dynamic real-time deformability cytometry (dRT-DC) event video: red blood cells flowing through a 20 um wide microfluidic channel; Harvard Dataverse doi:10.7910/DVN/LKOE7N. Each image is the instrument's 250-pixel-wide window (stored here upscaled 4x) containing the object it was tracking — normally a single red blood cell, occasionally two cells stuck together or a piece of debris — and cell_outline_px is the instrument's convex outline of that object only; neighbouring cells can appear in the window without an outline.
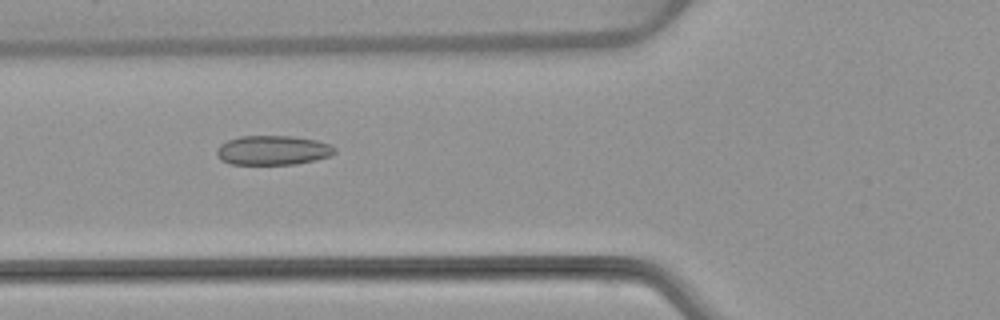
{"species": "common noctule bat (a hibernating species)", "species_latin": "Nyctalus noctula", "temperature_condition": "warm", "stored_images_in_passage": 53, "camera_frame_rate_fps": 3000, "um_per_image_px": 0.085, "animal": {"sex": "female", "body_mass_g": 22.7, "forearm_length_mm": 54.2}, "frame": {"image": 1, "passage_image": 20, "time_ms": 6.333, "image_size_px": [1000, 320], "cell_outline_px": [[336, 152], [332, 156], [316, 160], [296, 164], [228, 164], [220, 160], [216, 152], [216, 148], [220, 144], [228, 140], [240, 136], [292, 136], [316, 140], [328, 144], [336, 148]], "centroid_in_image_um": [23.19, 12.78], "position_along_channel_um": 102.6, "area_um2": 20.4}}
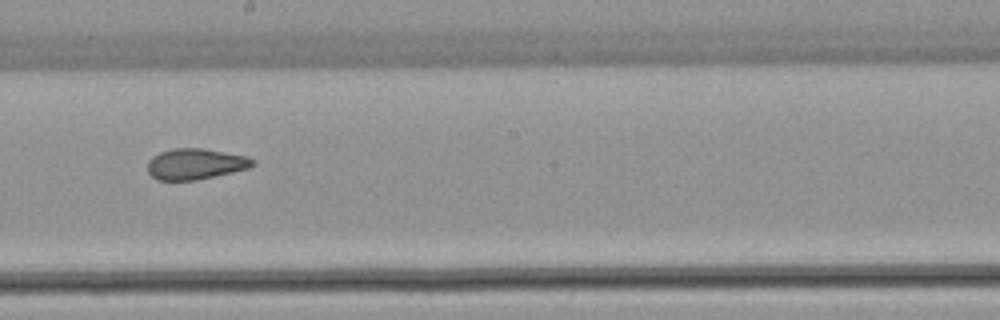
{"frame": {"image": 2, "passage_image": 30, "time_ms": 9.667, "image_size_px": [1000, 320], "cell_outline_px": [[256, 164], [248, 168], [232, 172], [196, 180], [156, 180], [148, 172], [148, 160], [152, 156], [160, 152], [172, 148], [204, 148], [244, 156], [256, 160]], "centroid_in_image_um": [16.59, 13.93], "position_along_channel_um": 231.6, "area_um2": 18.9}}
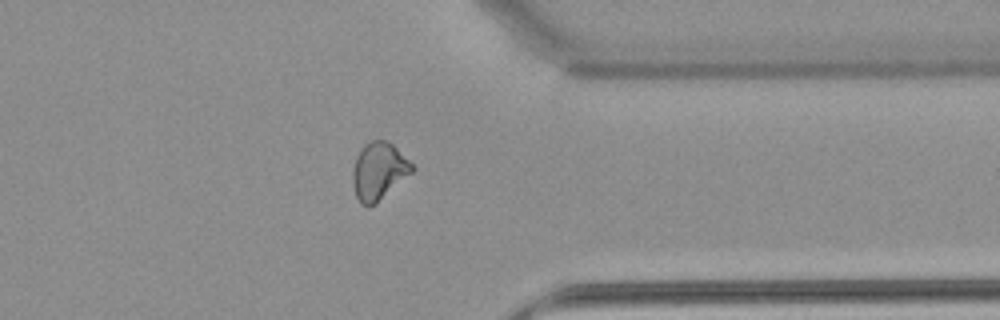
{"frame": {"image": 3, "passage_image": 42, "time_ms": 13.667, "image_size_px": [1000, 320], "cell_outline_px": [[416, 168], [412, 172], [376, 204], [368, 208], [360, 204], [356, 196], [352, 184], [352, 172], [356, 156], [364, 144], [372, 140], [388, 140]], "centroid_in_image_um": [32.17, 14.57], "position_along_channel_um": 379.2, "area_um2": 19.94}, "authors_computed_cell_mechanics": {"area_um2": 20.4034, "velocity_mm_per_s": 3.8659, "shape_relaxation_time_tau1_ms": null, "shape_relaxation_time_tau2_ms": 2.0555, "deformation_change_tau1": null, "deformation_change_tau2": 0.0851}}